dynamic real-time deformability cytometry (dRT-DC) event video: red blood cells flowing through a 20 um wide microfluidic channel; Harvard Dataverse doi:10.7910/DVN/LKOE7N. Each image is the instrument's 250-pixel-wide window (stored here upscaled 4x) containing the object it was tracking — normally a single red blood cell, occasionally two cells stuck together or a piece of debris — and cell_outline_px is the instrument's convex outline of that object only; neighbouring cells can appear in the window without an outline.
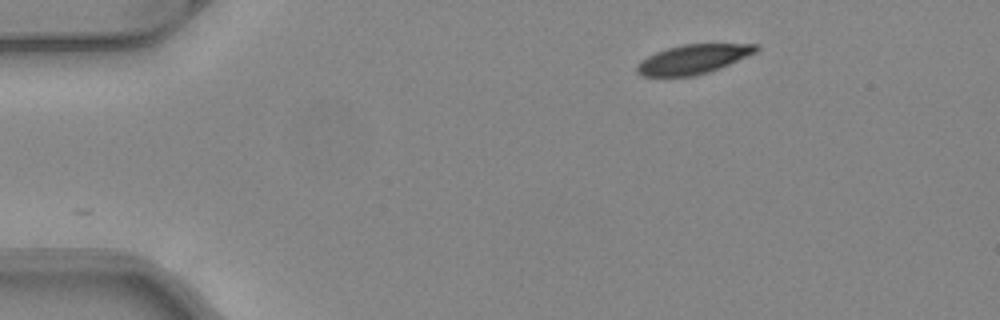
{"species": "common noctule bat (a hibernating species)", "species_latin": "Nyctalus noctula", "temperature_condition": "warm", "stored_images_in_passage": 15, "camera_frame_rate_fps": 3000, "um_per_image_px": 0.085, "animal": {"sex": "female", "body_mass_g": 24.6, "forearm_length_mm": 56.2}, "frame": {"image": 1, "passage_image": 1, "time_ms": 0.0, "image_size_px": [1000, 320], "cell_outline_px": [[760, 48], [756, 52], [720, 68], [708, 72], [692, 76], [640, 76], [636, 72], [636, 64], [640, 60], [656, 52], [668, 48], [684, 44], [756, 44]], "centroid_in_image_um": [58.88, 5.03], "position_along_channel_um": 26.1, "area_um2": 20.23}}
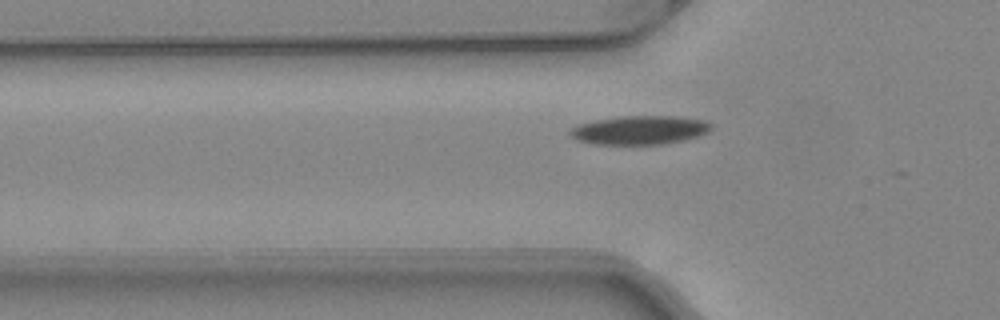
{"frame": {"image": 2, "passage_image": 10, "time_ms": 3.0, "image_size_px": [1000, 320], "cell_outline_px": [[712, 128], [708, 132], [684, 140], [664, 144], [592, 144], [576, 140], [568, 136], [568, 132], [572, 128], [580, 124], [596, 120], [620, 116], [676, 116], [704, 120], [712, 124]], "centroid_in_image_um": [54.35, 11.06], "position_along_channel_um": 71.4, "area_um2": 23.7}}
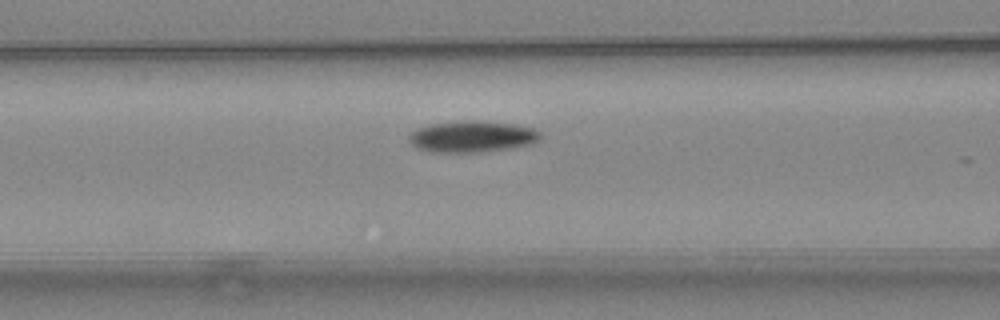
{"frame": {"image": 3, "passage_image": 14, "time_ms": 4.333, "image_size_px": [1000, 320], "cell_outline_px": [[540, 140], [532, 144], [512, 148], [480, 152], [432, 152], [416, 148], [408, 140], [408, 136], [412, 132], [428, 124], [468, 120], [480, 120], [512, 124], [532, 128], [540, 132]], "centroid_in_image_um": [40.13, 11.61], "position_along_channel_um": 126.5, "area_um2": 24.1}}